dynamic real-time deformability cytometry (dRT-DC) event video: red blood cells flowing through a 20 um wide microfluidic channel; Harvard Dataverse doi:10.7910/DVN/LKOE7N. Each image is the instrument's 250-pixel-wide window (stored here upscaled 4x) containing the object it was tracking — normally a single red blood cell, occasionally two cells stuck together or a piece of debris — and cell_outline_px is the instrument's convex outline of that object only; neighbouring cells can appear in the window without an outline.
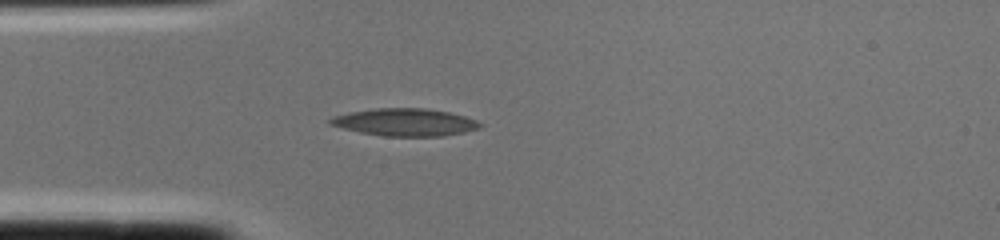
{"species": "common noctule bat (a hibernating species)", "species_latin": "Nyctalus noctula", "temperature_condition": "cold", "stored_images_in_passage": 1, "camera_frame_rate_fps": 3000, "um_per_image_px": 0.085, "animal": {"sex": "female", "body_mass_g": 22.0, "forearm_length_mm": 56.7}, "frame": {"image": 1, "passage_image": 1, "time_ms": 0.0, "image_size_px": [1000, 240], "cell_outline_px": [[484, 124], [480, 128], [464, 132], [440, 136], [384, 136], [360, 132], [328, 124], [328, 120], [336, 116], [348, 112], [376, 108], [424, 108], [448, 112], [464, 116], [476, 120]], "centroid_in_image_um": [34.44, 10.39], "position_along_channel_um": 50.6, "area_um2": 23.81}}